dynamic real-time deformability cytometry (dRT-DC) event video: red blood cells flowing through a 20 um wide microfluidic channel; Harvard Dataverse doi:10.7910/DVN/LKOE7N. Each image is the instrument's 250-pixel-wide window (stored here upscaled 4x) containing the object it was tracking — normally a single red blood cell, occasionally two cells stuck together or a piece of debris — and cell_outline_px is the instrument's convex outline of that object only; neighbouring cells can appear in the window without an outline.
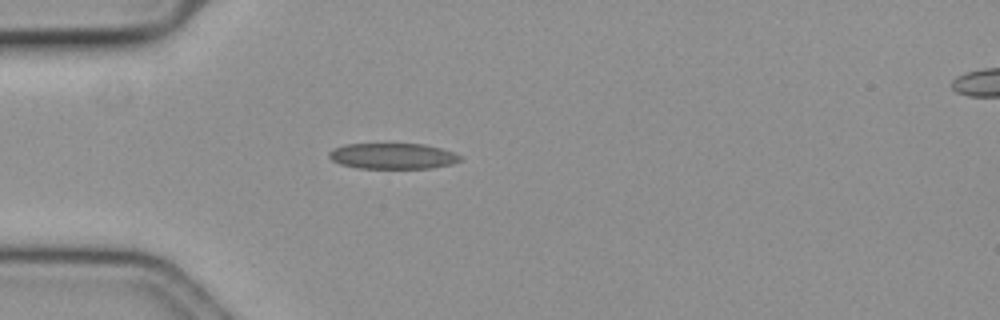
{"species": "common noctule bat (a hibernating species)", "species_latin": "Nyctalus noctula", "temperature_condition": "cold", "stored_images_in_passage": 46, "camera_frame_rate_fps": 3000, "um_per_image_px": 0.085, "animal": {"sex": "female", "body_mass_g": 19.3, "forearm_length_mm": 54.1}, "frame": {"image": 1, "passage_image": 8, "time_ms": 2.333, "image_size_px": [1000, 320], "cell_outline_px": [[460, 160], [448, 164], [432, 168], [356, 168], [340, 164], [332, 160], [328, 156], [328, 152], [332, 148], [344, 144], [424, 144], [440, 148], [452, 152], [460, 156]], "centroid_in_image_um": [33.3, 13.26], "position_along_channel_um": 51.7, "area_um2": 19.59}}
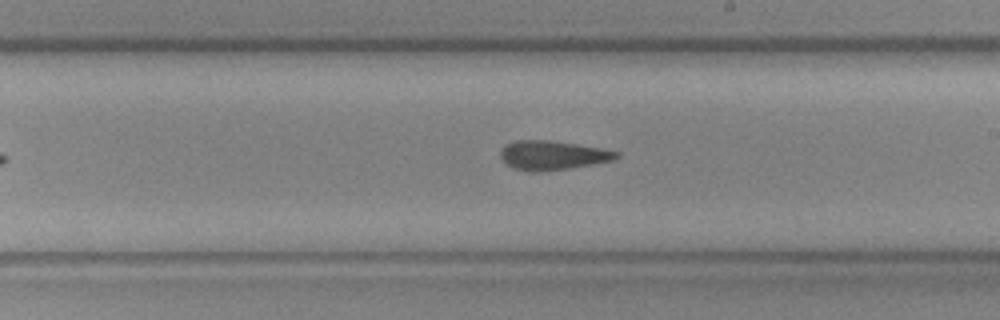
{"frame": {"image": 2, "passage_image": 25, "time_ms": 8.0, "image_size_px": [1000, 320], "cell_outline_px": [[620, 156], [612, 160], [572, 168], [540, 172], [528, 172], [512, 168], [500, 156], [500, 152], [508, 144], [516, 140], [548, 140], [576, 144], [600, 148], [620, 152]], "centroid_in_image_um": [46.97, 13.21], "position_along_channel_um": 242.0, "area_um2": 19.59}}
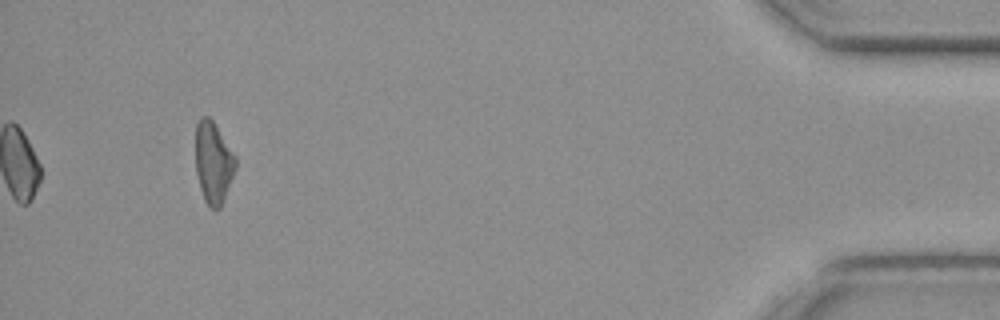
{"frame": {"image": 3, "passage_image": 46, "time_ms": 15.0, "image_size_px": [1000, 320], "cell_outline_px": [[236, 168], [224, 200], [220, 208], [208, 208], [204, 200], [200, 188], [196, 172], [196, 124], [200, 116], [208, 116], [212, 120], [236, 156]], "centroid_in_image_um": [18.13, 13.83], "position_along_channel_um": 417.1, "area_um2": 19.07}, "authors_computed_cell_mechanics": {"area_um2": 19.7676, "velocity_mm_per_s": 3.5504, "shape_relaxation_time_tau1_ms": null, "shape_relaxation_time_tau2_ms": 4.9717, "deformation_change_tau1": null, "deformation_change_tau2": 0.1462}}